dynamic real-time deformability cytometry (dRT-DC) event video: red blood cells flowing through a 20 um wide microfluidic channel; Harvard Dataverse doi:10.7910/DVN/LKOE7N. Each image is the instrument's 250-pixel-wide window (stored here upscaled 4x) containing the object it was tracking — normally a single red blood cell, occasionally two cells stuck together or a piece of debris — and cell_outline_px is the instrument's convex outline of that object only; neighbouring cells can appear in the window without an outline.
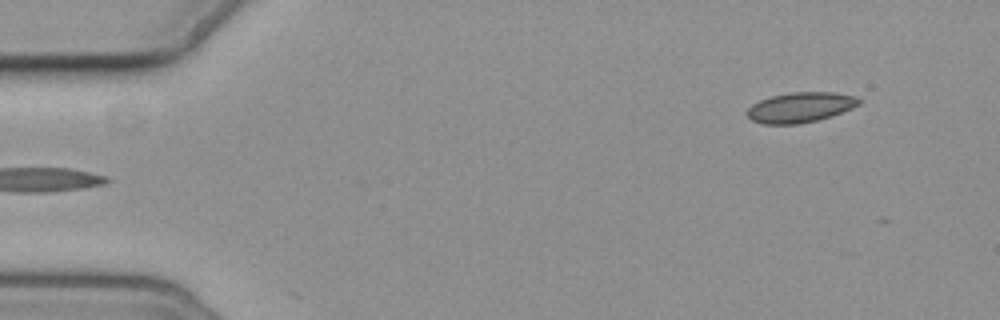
{"species": "common noctule bat (a hibernating species)", "species_latin": "Nyctalus noctula", "temperature_condition": "cold", "stored_images_in_passage": 5, "camera_frame_rate_fps": 3000, "um_per_image_px": 0.085, "animal": {"sex": "female", "body_mass_g": 19.3, "forearm_length_mm": 54.1}, "frame": {"image": 1, "passage_image": 5, "time_ms": 4.667, "image_size_px": [1000, 320], "cell_outline_px": [[864, 100], [860, 104], [852, 108], [832, 116], [816, 120], [796, 124], [760, 124], [752, 120], [748, 116], [748, 108], [752, 104], [760, 100], [772, 96], [792, 92], [832, 92], [856, 96]], "centroid_in_image_um": [68.06, 9.12], "position_along_channel_um": 16.9, "area_um2": 19.65}}